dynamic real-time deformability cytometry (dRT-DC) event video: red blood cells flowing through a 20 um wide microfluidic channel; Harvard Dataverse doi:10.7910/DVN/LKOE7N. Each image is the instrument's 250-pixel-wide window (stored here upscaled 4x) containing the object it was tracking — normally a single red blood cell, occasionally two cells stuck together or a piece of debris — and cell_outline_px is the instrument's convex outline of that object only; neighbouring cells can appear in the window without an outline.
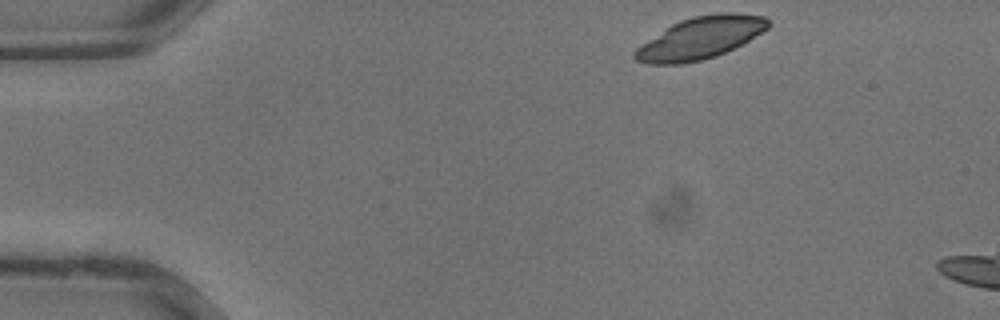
{"species": "common noctule bat (a hibernating species)", "species_latin": "Nyctalus noctula", "temperature_condition": "warm", "stored_images_in_passage": 20, "camera_frame_rate_fps": 3000, "um_per_image_px": 0.085, "animal": {"sex": "male", "body_mass_g": 13.3}, "frame": {"image": 1, "passage_image": 1, "time_ms": 0.0, "image_size_px": [1000, 320], "cell_outline_px": [[772, 24], [768, 28], [748, 40], [716, 56], [684, 64], [648, 64], [636, 60], [632, 56], [632, 52], [636, 48], [672, 24], [680, 20], [692, 16], [716, 12], [736, 12], [764, 16]], "centroid_in_image_um": [59.52, 3.21], "position_along_channel_um": 25.5, "area_um2": 32.54}}
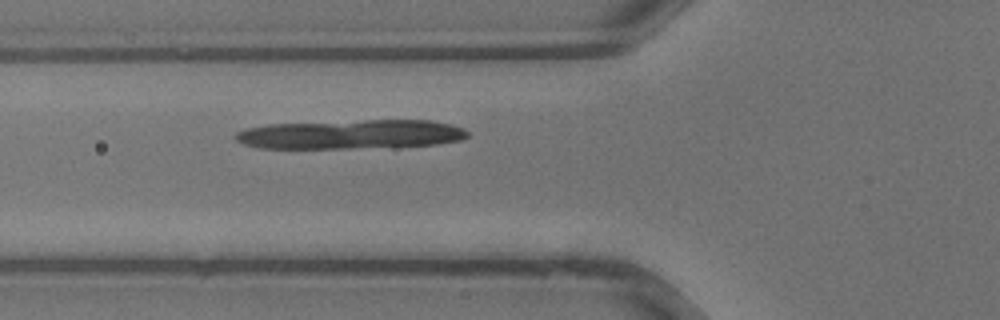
{"frame": {"image": 2, "passage_image": 9, "time_ms": 2.667, "image_size_px": [1000, 320], "cell_outline_px": [[468, 136], [460, 140], [436, 144], [348, 148], [260, 148], [244, 144], [236, 140], [232, 136], [236, 132], [244, 128], [268, 124], [364, 120], [432, 120], [452, 124], [464, 128], [468, 132]], "centroid_in_image_um": [29.78, 11.4], "position_along_channel_um": 96.0, "area_um2": 39.48}}